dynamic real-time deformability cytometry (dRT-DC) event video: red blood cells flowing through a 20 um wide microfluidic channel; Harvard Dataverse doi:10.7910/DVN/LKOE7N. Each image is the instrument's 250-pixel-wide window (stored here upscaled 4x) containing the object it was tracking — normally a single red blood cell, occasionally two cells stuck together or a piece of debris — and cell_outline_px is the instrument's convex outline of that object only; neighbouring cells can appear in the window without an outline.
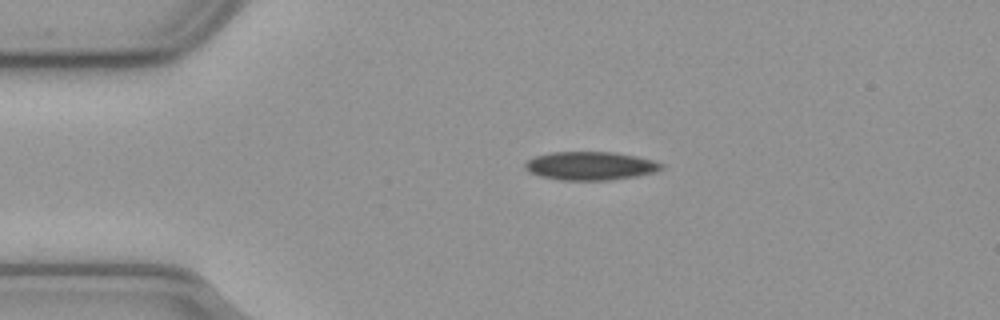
{"species": "common noctule bat (a hibernating species)", "species_latin": "Nyctalus noctula", "temperature_condition": "cold", "stored_images_in_passage": 45, "camera_frame_rate_fps": 3000, "um_per_image_px": 0.085, "animal": {"sex": "male", "body_mass_g": 23.1, "forearm_length_mm": 52.7}, "frame": {"image": 1, "passage_image": 1, "time_ms": 0.0, "image_size_px": [1000, 320], "cell_outline_px": [[664, 168], [656, 172], [636, 176], [608, 180], [564, 180], [540, 176], [528, 172], [524, 168], [524, 164], [528, 160], [536, 156], [552, 152], [616, 152], [636, 156], [652, 160], [664, 164]], "centroid_in_image_um": [50.2, 14.09], "position_along_channel_um": 34.8, "area_um2": 22.6}}
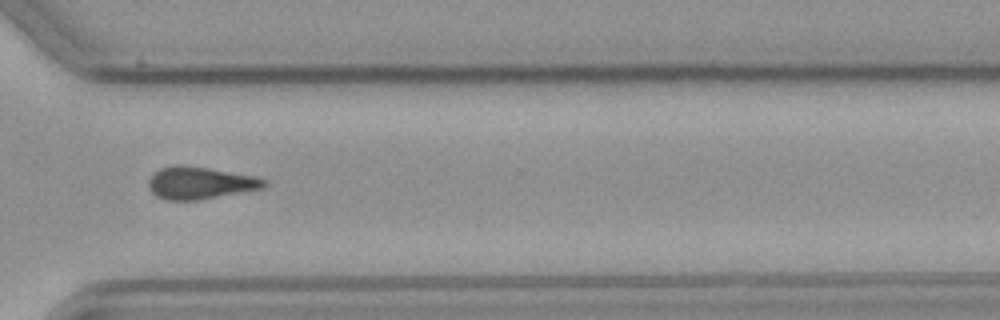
{"frame": {"image": 2, "passage_image": 30, "time_ms": 9.667, "image_size_px": [1000, 320], "cell_outline_px": [[268, 184], [264, 188], [200, 200], [168, 200], [156, 196], [152, 192], [148, 184], [148, 180], [160, 168], [176, 164], [180, 164], [208, 168], [256, 176], [268, 180]], "centroid_in_image_um": [17.04, 15.55], "position_along_channel_um": 353.6, "area_um2": 21.85}}
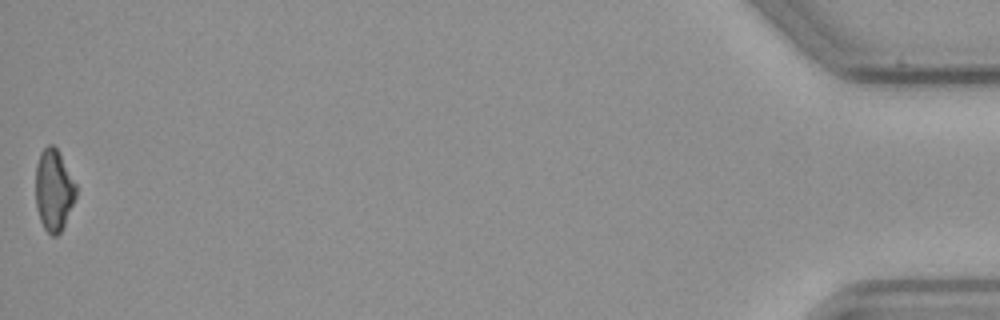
{"frame": {"image": 3, "passage_image": 45, "time_ms": 14.667, "image_size_px": [1000, 320], "cell_outline_px": [[76, 196], [64, 224], [60, 232], [56, 236], [52, 236], [44, 228], [40, 220], [36, 204], [36, 164], [40, 152], [48, 144], [52, 144], [56, 148], [76, 184]], "centroid_in_image_um": [4.55, 16.15], "position_along_channel_um": 430.6, "area_um2": 18.9}, "authors_computed_cell_mechanics": {"area_um2": 22.3686, "velocity_mm_per_s": 3.6673, "shape_relaxation_time_tau1_ms": 4.9505, "shape_relaxation_time_tau2_ms": null, "deformation_change_tau1": 0.1044, "deformation_change_tau2": null}}